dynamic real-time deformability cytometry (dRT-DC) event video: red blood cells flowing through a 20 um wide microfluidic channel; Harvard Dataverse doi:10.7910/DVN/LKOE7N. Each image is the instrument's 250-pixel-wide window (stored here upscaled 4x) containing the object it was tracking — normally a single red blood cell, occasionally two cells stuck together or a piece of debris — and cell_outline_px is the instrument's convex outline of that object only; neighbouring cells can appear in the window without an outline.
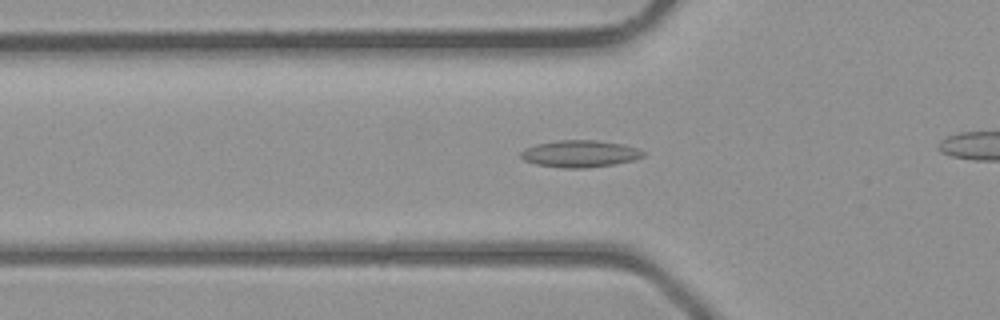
{"species": "common noctule bat (a hibernating species)", "species_latin": "Nyctalus noctula", "temperature_condition": "room temperature", "stored_images_in_passage": 29, "camera_frame_rate_fps": 3000, "um_per_image_px": 0.085, "animal": {"sex": "male", "body_mass_g": 23.1, "forearm_length_mm": 52.7}, "frame": {"image": 1, "passage_image": 10, "time_ms": 3.0, "image_size_px": [1000, 320], "cell_outline_px": [[644, 156], [636, 160], [612, 164], [584, 168], [564, 168], [536, 164], [524, 160], [520, 156], [520, 152], [524, 148], [536, 144], [560, 140], [596, 140], [624, 144], [636, 148], [644, 152]], "centroid_in_image_um": [49.28, 13.06], "position_along_channel_um": 76.5, "area_um2": 19.19}}
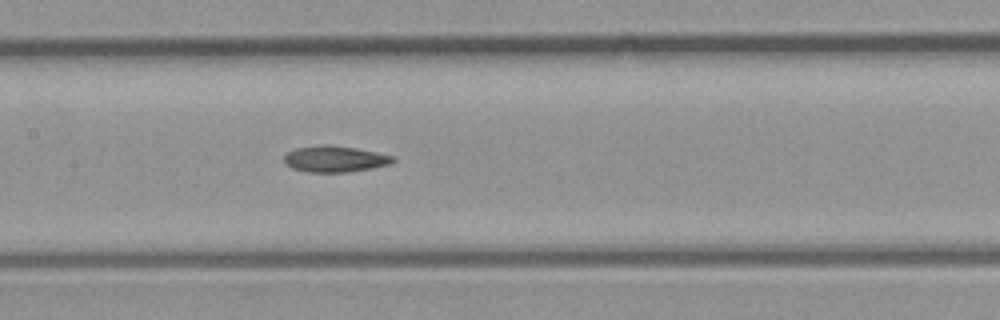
{"frame": {"image": 2, "passage_image": 16, "time_ms": 5.0, "image_size_px": [1000, 320], "cell_outline_px": [[396, 160], [392, 164], [372, 168], [348, 172], [308, 172], [292, 168], [284, 164], [284, 156], [288, 152], [296, 148], [324, 144], [328, 144], [356, 148], [396, 156]], "centroid_in_image_um": [28.49, 13.51], "position_along_channel_um": 178.9, "area_um2": 16.82}}
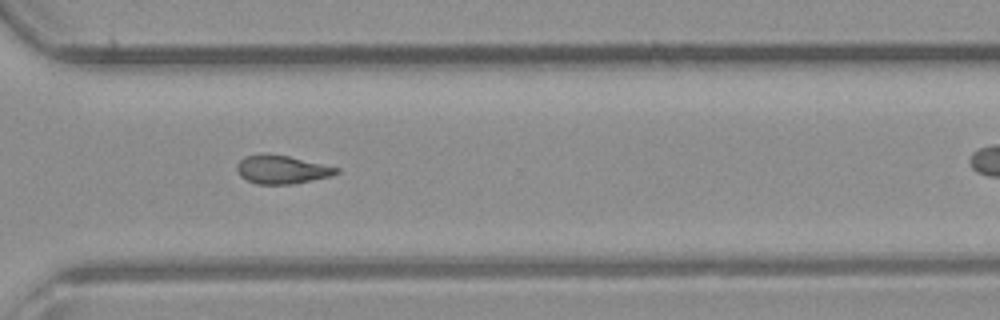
{"frame": {"image": 3, "passage_image": 26, "time_ms": 8.333, "image_size_px": [1000, 320], "cell_outline_px": [[340, 172], [332, 176], [292, 184], [256, 184], [240, 176], [236, 168], [236, 164], [244, 156], [260, 152], [264, 152], [288, 156], [340, 168]], "centroid_in_image_um": [23.92, 14.39], "position_along_channel_um": 346.7, "area_um2": 16.7}}